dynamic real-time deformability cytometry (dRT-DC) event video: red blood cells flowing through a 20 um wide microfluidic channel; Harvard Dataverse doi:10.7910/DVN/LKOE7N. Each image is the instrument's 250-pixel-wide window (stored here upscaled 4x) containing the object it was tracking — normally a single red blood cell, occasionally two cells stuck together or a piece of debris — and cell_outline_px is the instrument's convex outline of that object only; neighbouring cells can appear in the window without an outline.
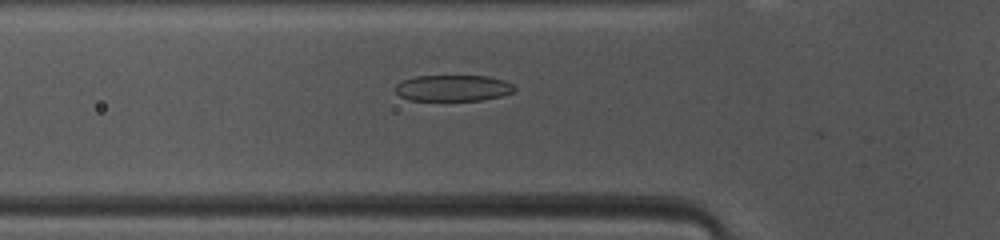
{"species": "common noctule bat (a hibernating species)", "species_latin": "Nyctalus noctula", "temperature_condition": "warm", "stored_images_in_passage": 29, "camera_frame_rate_fps": 3000, "um_per_image_px": 0.085, "animal": {"sex": "female", "body_mass_g": 10.0, "forearm_length_mm": 53.1}, "frame": {"image": 1, "passage_image": 2, "time_ms": 0.333, "image_size_px": [1000, 240], "cell_outline_px": [[516, 92], [500, 96], [480, 100], [408, 100], [400, 96], [396, 92], [396, 84], [404, 80], [416, 76], [488, 76], [504, 80], [512, 84], [516, 88]], "centroid_in_image_um": [38.53, 7.48], "position_along_channel_um": 87.3, "area_um2": 18.15}}
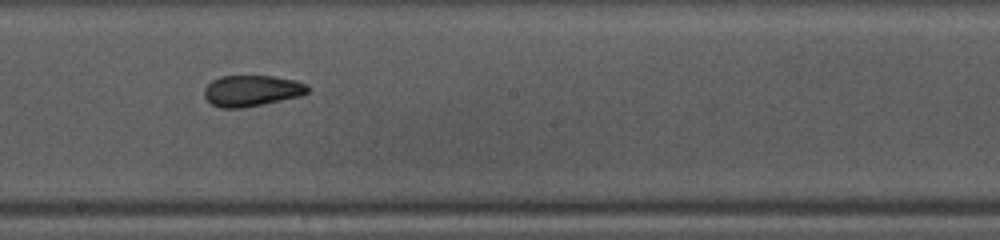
{"frame": {"image": 2, "passage_image": 12, "time_ms": 3.667, "image_size_px": [1000, 240], "cell_outline_px": [[308, 92], [300, 96], [264, 104], [244, 108], [220, 108], [212, 104], [204, 96], [204, 88], [212, 80], [220, 76], [272, 76], [296, 80], [308, 84]], "centroid_in_image_um": [21.4, 7.71], "position_along_channel_um": 226.8, "area_um2": 18.84}}
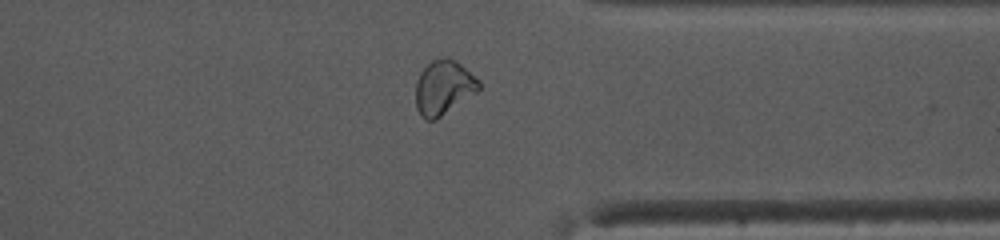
{"frame": {"image": 3, "passage_image": 23, "time_ms": 7.333, "image_size_px": [1000, 240], "cell_outline_px": [[480, 88], [476, 92], [436, 120], [424, 120], [420, 116], [416, 108], [416, 80], [420, 72], [432, 60], [444, 56], [448, 56], [456, 60], [480, 80]], "centroid_in_image_um": [37.69, 7.43], "position_along_channel_um": 373.7, "area_um2": 20.23}}